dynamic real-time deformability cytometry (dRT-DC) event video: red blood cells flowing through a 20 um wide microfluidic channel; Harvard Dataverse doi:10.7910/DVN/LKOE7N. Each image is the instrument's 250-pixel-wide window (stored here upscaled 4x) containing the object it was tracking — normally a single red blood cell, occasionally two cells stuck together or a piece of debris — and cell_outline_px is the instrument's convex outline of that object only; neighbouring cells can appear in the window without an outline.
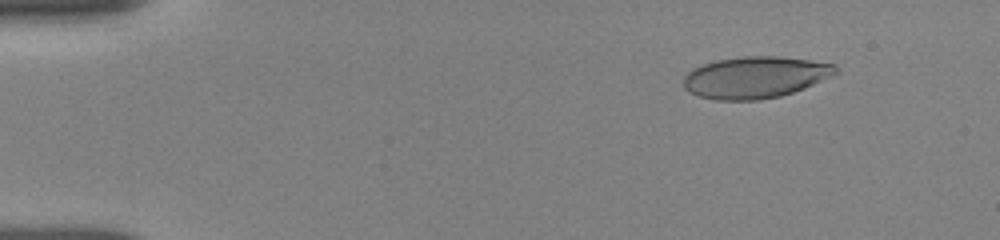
{"species": "human", "species_latin": "Homo sapiens", "temperature_condition": "room temperature", "stored_images_in_passage": 26, "camera_frame_rate_fps": 3000, "um_per_image_px": 0.085, "donor": {"sex": "female"}, "frame": {"image": 1, "passage_image": 9, "time_ms": 1.667, "image_size_px": [1000, 240], "cell_outline_px": [[840, 72], [832, 76], [804, 88], [780, 96], [756, 100], [716, 100], [700, 96], [684, 88], [684, 76], [692, 68], [716, 60], [744, 56], [780, 56], [836, 64]], "centroid_in_image_um": [64.22, 6.56], "position_along_channel_um": 20.8, "area_um2": 36.88}}
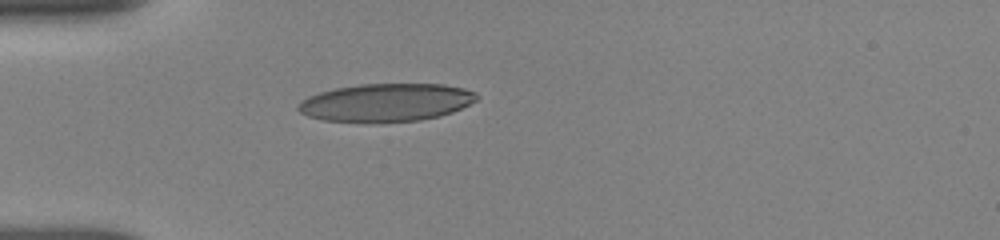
{"frame": {"image": 2, "passage_image": 24, "time_ms": 4.667, "image_size_px": [1000, 240], "cell_outline_px": [[480, 96], [476, 100], [452, 112], [440, 116], [420, 120], [324, 120], [308, 116], [300, 112], [296, 108], [296, 104], [308, 96], [320, 92], [336, 88], [360, 84], [444, 84], [464, 88], [476, 92]], "centroid_in_image_um": [32.84, 8.67], "position_along_channel_um": 52.2, "area_um2": 38.73}}